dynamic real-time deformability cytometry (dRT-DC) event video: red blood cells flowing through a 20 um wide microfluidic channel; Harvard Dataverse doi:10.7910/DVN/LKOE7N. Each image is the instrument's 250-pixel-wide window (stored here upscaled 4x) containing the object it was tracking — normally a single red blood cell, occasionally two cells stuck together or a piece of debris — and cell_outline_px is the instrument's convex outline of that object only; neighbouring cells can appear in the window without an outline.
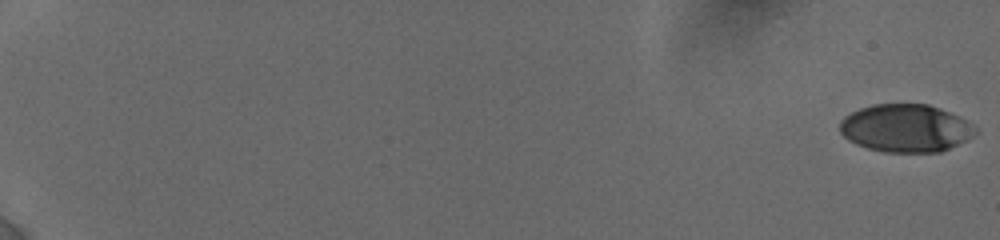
{"species": "human", "species_latin": "Homo sapiens", "temperature_condition": "cold", "stored_images_in_passage": 62, "camera_frame_rate_fps": 3000, "um_per_image_px": 0.085, "donor": {"sex": "female"}, "frame": {"image": 1, "passage_image": 1, "time_ms": 0.0, "image_size_px": [1000, 240], "cell_outline_px": [[980, 132], [968, 140], [940, 152], [884, 152], [868, 148], [856, 144], [848, 140], [840, 132], [840, 120], [844, 116], [860, 108], [872, 104], [928, 104], [940, 108], [972, 124]], "centroid_in_image_um": [76.98, 10.9], "position_along_channel_um": 8.0, "area_um2": 37.86}}
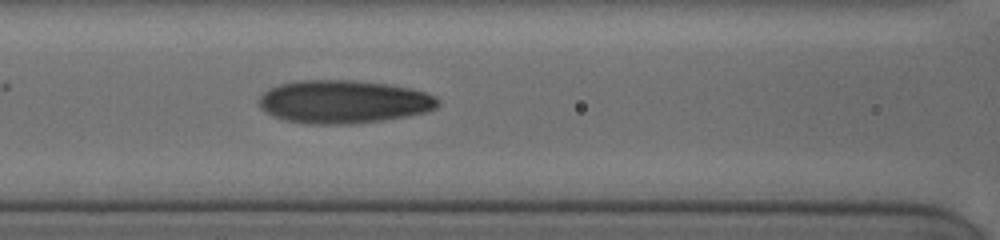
{"frame": {"image": 2, "passage_image": 32, "time_ms": 9.333, "image_size_px": [1000, 240], "cell_outline_px": [[440, 104], [436, 108], [428, 112], [408, 116], [384, 120], [352, 124], [308, 124], [284, 120], [272, 116], [264, 112], [260, 108], [256, 100], [268, 88], [280, 84], [300, 80], [352, 80], [388, 84], [428, 92], [436, 96], [440, 100]], "centroid_in_image_um": [29.2, 8.65], "position_along_channel_um": 137.4, "area_um2": 45.6}}
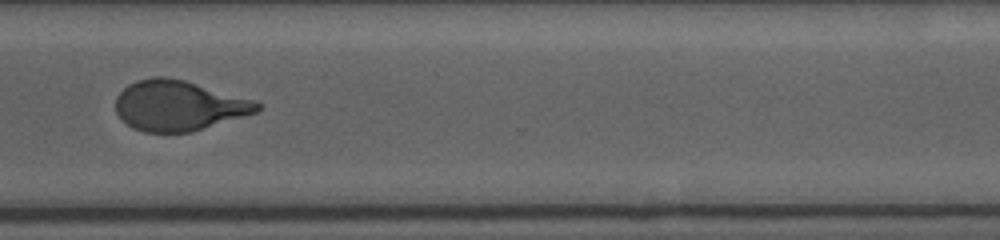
{"frame": {"image": 3, "passage_image": 61, "time_ms": 15.0, "image_size_px": [1000, 240], "cell_outline_px": [[264, 108], [256, 112], [192, 132], [144, 132], [132, 128], [116, 112], [116, 96], [128, 84], [136, 80], [152, 76], [168, 76], [184, 80], [256, 100]], "centroid_in_image_um": [15.19, 8.96], "position_along_channel_um": 355.4, "area_um2": 41.5}}